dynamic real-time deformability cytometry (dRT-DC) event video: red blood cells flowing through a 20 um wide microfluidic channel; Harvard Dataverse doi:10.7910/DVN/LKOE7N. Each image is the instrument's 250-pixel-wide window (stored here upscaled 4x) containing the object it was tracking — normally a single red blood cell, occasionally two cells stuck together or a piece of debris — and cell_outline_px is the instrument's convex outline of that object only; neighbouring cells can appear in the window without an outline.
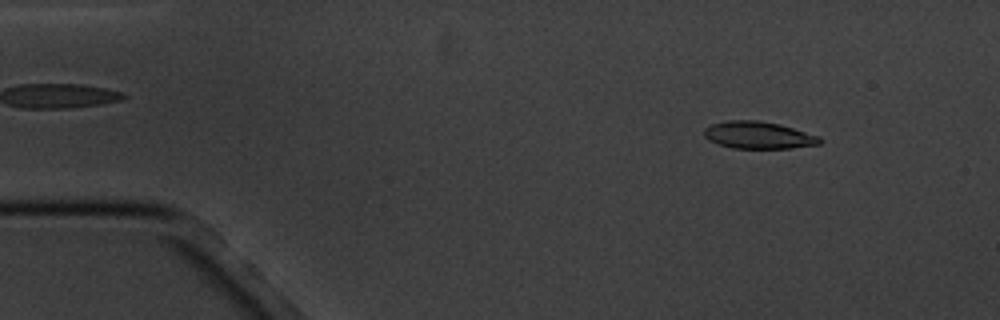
{"species": "common noctule bat (a hibernating species)", "species_latin": "Nyctalus noctula", "temperature_condition": "cold", "stored_images_in_passage": 4, "camera_frame_rate_fps": 3000, "um_per_image_px": 0.085, "animal": {"sex": "male", "body_mass_g": 20.1, "forearm_length_mm": 53.5}, "frame": {"image": 1, "passage_image": 1, "time_ms": 0.0, "image_size_px": [1000, 320], "cell_outline_px": [[824, 140], [820, 144], [792, 148], [732, 148], [708, 140], [704, 136], [704, 128], [712, 124], [728, 120], [756, 120], [780, 124], [820, 136]], "centroid_in_image_um": [64.49, 11.48], "position_along_channel_um": 20.5, "area_um2": 18.38}}
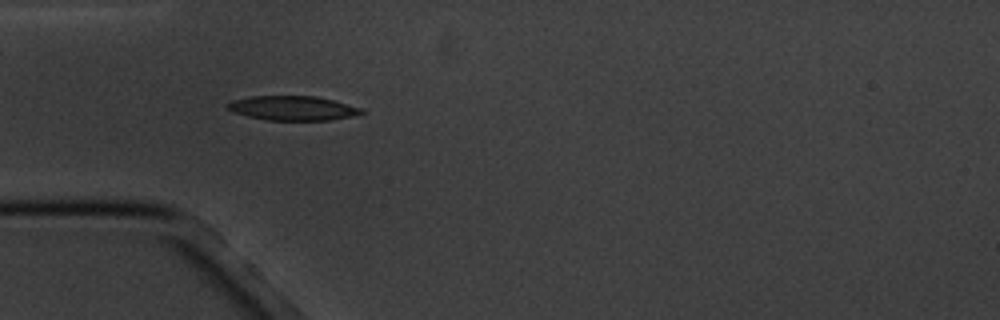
{"frame": {"image": 2, "passage_image": 3, "time_ms": 3.333, "image_size_px": [1000, 320], "cell_outline_px": [[368, 112], [352, 116], [328, 120], [268, 120], [248, 116], [236, 112], [228, 108], [224, 104], [232, 100], [252, 96], [316, 96], [364, 108]], "centroid_in_image_um": [24.93, 9.19], "position_along_channel_um": 60.1, "area_um2": 19.02}}
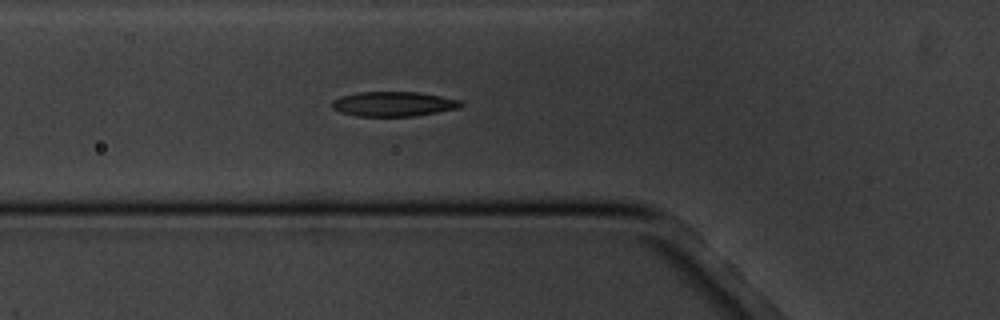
{"frame": {"image": 3, "passage_image": 4, "time_ms": 4.333, "image_size_px": [1000, 320], "cell_outline_px": [[464, 104], [460, 108], [412, 116], [356, 116], [340, 112], [332, 108], [332, 100], [340, 96], [360, 92], [416, 92], [440, 96], [460, 100]], "centroid_in_image_um": [33.42, 8.84], "position_along_channel_um": 92.4, "area_um2": 18.5}}